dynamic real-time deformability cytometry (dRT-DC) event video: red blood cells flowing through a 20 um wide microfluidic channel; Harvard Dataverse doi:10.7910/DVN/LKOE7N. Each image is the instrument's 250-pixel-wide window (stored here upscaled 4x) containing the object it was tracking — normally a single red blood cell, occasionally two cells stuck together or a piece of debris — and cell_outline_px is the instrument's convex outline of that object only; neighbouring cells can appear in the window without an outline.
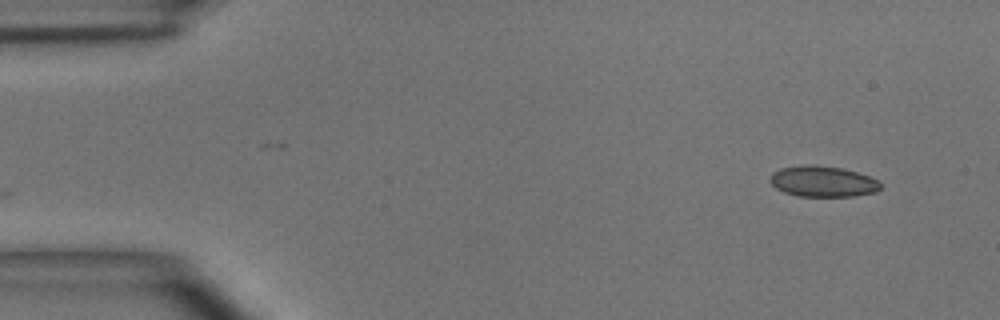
{"species": "common noctule bat (a hibernating species)", "species_latin": "Nyctalus noctula", "temperature_condition": "room temperature", "stored_images_in_passage": 50, "camera_frame_rate_fps": 3000, "um_per_image_px": 0.085, "animal": {"sex": "male", "body_mass_g": 15.6}, "frame": {"image": 1, "passage_image": 1, "time_ms": 0.0, "image_size_px": [1000, 320], "cell_outline_px": [[880, 188], [876, 192], [852, 196], [800, 196], [784, 192], [776, 188], [768, 180], [772, 172], [780, 168], [804, 164], [812, 164], [840, 168], [856, 172], [868, 176], [876, 180], [880, 184]], "centroid_in_image_um": [69.88, 15.41], "position_along_channel_um": 15.1, "area_um2": 19.77}}
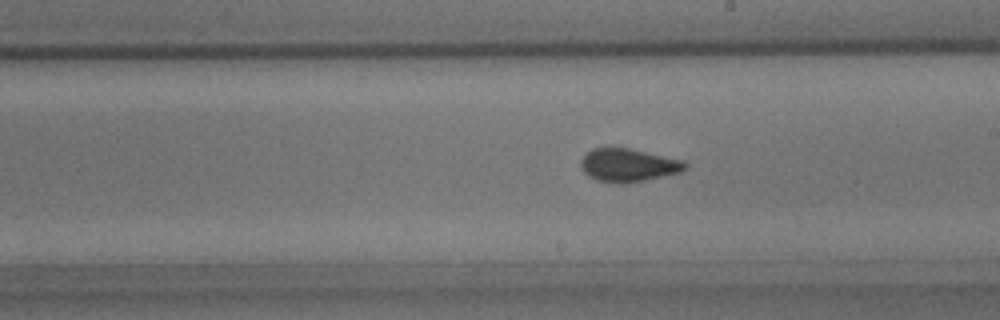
{"frame": {"image": 2, "passage_image": 27, "time_ms": 8.667, "image_size_px": [1000, 320], "cell_outline_px": [[688, 168], [680, 172], [644, 180], [624, 184], [620, 184], [596, 180], [588, 176], [584, 172], [580, 164], [580, 160], [592, 148], [628, 148], [684, 160], [688, 164]], "centroid_in_image_um": [53.41, 14.04], "position_along_channel_um": 235.6, "area_um2": 20.11}}
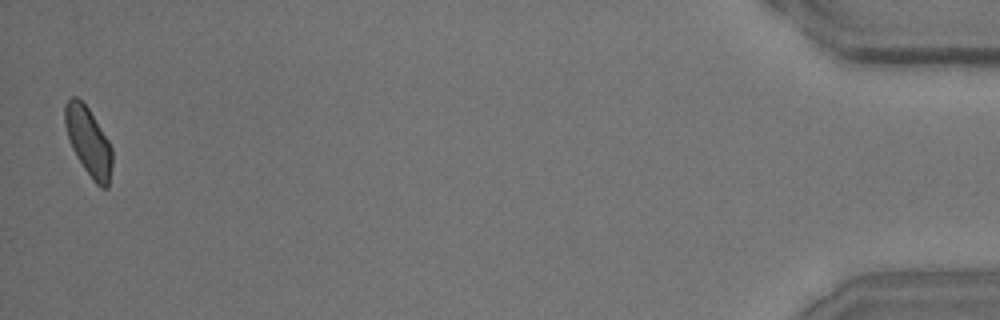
{"frame": {"image": 3, "passage_image": 50, "time_ms": 16.333, "image_size_px": [1000, 320], "cell_outline_px": [[112, 164], [108, 188], [100, 188], [92, 180], [84, 168], [72, 148], [64, 124], [64, 104], [72, 96], [76, 96], [88, 108], [108, 140], [112, 148]], "centroid_in_image_um": [7.52, 12.04], "position_along_channel_um": 427.7, "area_um2": 18.73}, "authors_computed_cell_mechanics": {"area_um2": 19.7098, "velocity_mm_per_s": 3.6848, "shape_relaxation_time_tau1_ms": 7.9188, "shape_relaxation_time_tau2_ms": 0.8776, "deformation_change_tau1": 0.1443, "deformation_change_tau2": 0.0755}}